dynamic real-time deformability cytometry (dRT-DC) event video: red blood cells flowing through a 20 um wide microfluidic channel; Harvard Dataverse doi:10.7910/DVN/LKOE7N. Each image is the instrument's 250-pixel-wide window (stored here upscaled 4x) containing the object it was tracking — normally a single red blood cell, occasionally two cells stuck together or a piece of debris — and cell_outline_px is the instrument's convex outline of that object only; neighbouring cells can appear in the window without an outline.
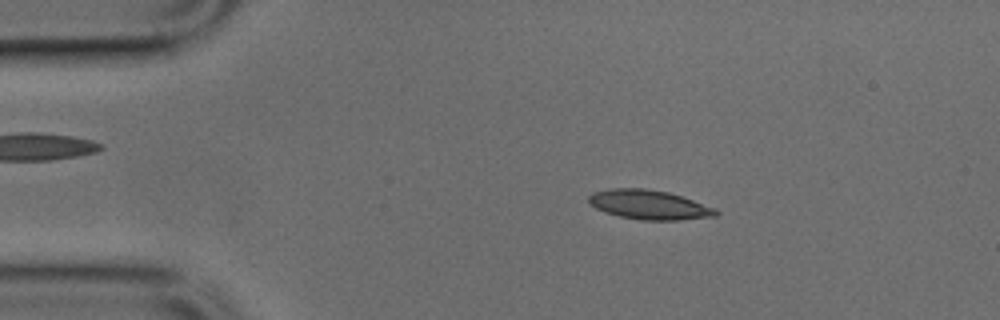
{"species": "common noctule bat (a hibernating species)", "species_latin": "Nyctalus noctula", "temperature_condition": "cold", "stored_images_in_passage": 41, "camera_frame_rate_fps": 3000, "um_per_image_px": 0.085, "animal": {"sex": "male", "body_mass_g": 17.9, "forearm_length_mm": 54.2}, "frame": {"image": 1, "passage_image": 9, "time_ms": 2.667, "image_size_px": [1000, 320], "cell_outline_px": [[720, 212], [716, 216], [680, 220], [644, 220], [620, 216], [604, 212], [588, 204], [588, 196], [592, 192], [608, 188], [644, 188], [668, 192], [716, 208]], "centroid_in_image_um": [55.14, 17.4], "position_along_channel_um": 29.9, "area_um2": 21.85}}
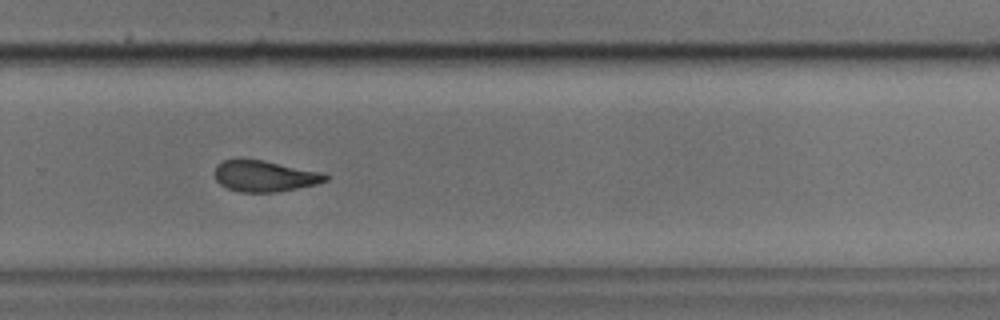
{"frame": {"image": 2, "passage_image": 33, "time_ms": 10.667, "image_size_px": [1000, 320], "cell_outline_px": [[328, 180], [316, 184], [276, 192], [240, 192], [228, 188], [220, 184], [216, 180], [216, 164], [224, 160], [264, 160], [320, 172], [328, 176]], "centroid_in_image_um": [22.49, 14.97], "position_along_channel_um": 307.3, "area_um2": 19.71}}
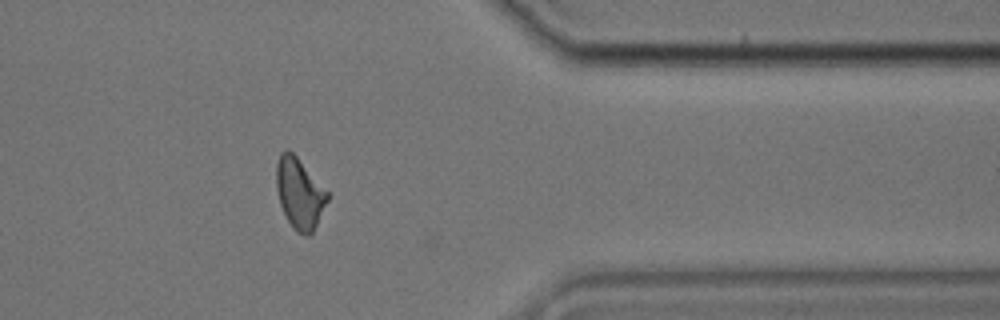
{"frame": {"image": 3, "passage_image": 40, "time_ms": 13.0, "image_size_px": [1000, 320], "cell_outline_px": [[328, 200], [312, 232], [308, 236], [304, 236], [296, 232], [288, 220], [280, 204], [276, 188], [276, 164], [280, 152], [288, 148], [296, 156], [328, 192]], "centroid_in_image_um": [25.43, 16.42], "position_along_channel_um": 386.0, "area_um2": 20.81}}